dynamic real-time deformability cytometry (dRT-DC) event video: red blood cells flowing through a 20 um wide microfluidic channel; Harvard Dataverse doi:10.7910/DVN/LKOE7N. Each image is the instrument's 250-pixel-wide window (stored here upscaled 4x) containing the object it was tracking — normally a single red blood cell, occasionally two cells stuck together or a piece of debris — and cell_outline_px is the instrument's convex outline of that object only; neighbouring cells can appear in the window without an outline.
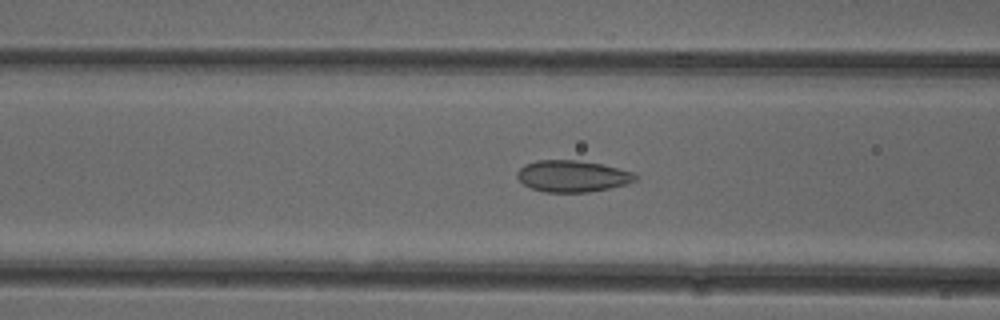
{"species": "common noctule bat (a hibernating species)", "species_latin": "Nyctalus noctula", "temperature_condition": "cold", "stored_images_in_passage": 51, "camera_frame_rate_fps": 3000, "um_per_image_px": 0.085, "animal": {"sex": "female"}, "frame": {"image": 1, "passage_image": 19, "time_ms": 6.0, "image_size_px": [1000, 320], "cell_outline_px": [[636, 180], [628, 184], [588, 192], [544, 192], [532, 188], [524, 184], [516, 176], [516, 172], [524, 164], [536, 160], [576, 160], [600, 164], [636, 172]], "centroid_in_image_um": [48.65, 14.97], "position_along_channel_um": 117.9, "area_um2": 21.73}}
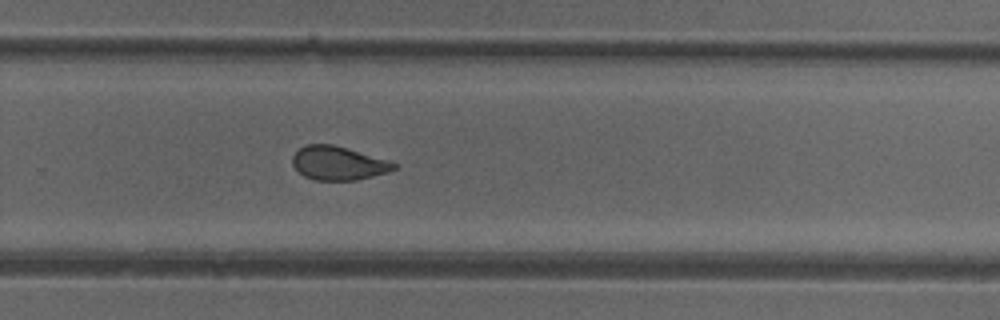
{"frame": {"image": 2, "passage_image": 33, "time_ms": 10.667, "image_size_px": [1000, 320], "cell_outline_px": [[400, 164], [396, 168], [388, 172], [356, 180], [316, 180], [304, 176], [292, 164], [292, 156], [304, 144], [332, 144], [388, 160]], "centroid_in_image_um": [28.76, 13.87], "position_along_channel_um": 301.0, "area_um2": 19.83}}
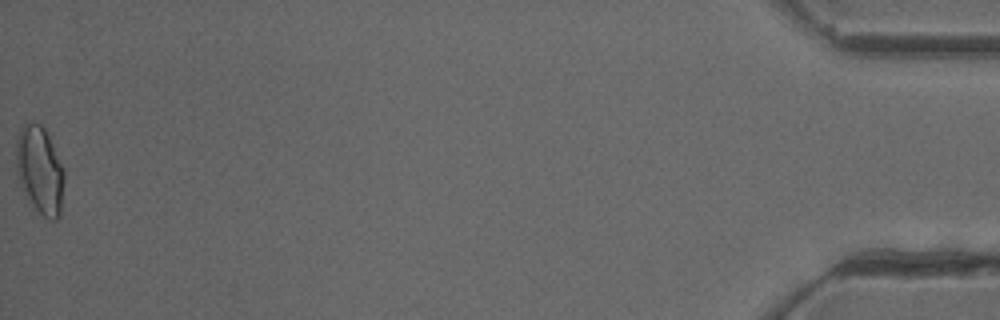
{"frame": {"image": 3, "passage_image": 51, "time_ms": 16.667, "image_size_px": [1000, 320], "cell_outline_px": [[64, 180], [60, 216], [56, 220], [48, 220], [32, 204], [24, 192], [20, 184], [16, 172], [16, 140], [20, 128], [24, 124], [32, 120], [40, 124], [44, 128], [64, 168]], "centroid_in_image_um": [3.38, 14.44], "position_along_channel_um": 431.8, "area_um2": 24.62}, "authors_computed_cell_mechanics": {"area_um2": 21.4438, "velocity_mm_per_s": 3.9286, "shape_relaxation_time_tau1_ms": null, "shape_relaxation_time_tau2_ms": 1.2847, "deformation_change_tau1": null, "deformation_change_tau2": 0.057}}